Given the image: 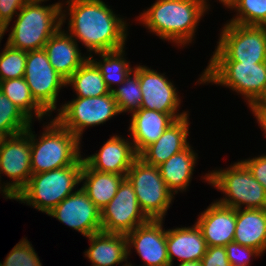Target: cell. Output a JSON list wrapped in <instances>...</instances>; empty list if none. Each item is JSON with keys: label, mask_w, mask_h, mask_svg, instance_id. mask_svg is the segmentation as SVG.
Returning a JSON list of instances; mask_svg holds the SVG:
<instances>
[{"label": "cell", "mask_w": 266, "mask_h": 266, "mask_svg": "<svg viewBox=\"0 0 266 266\" xmlns=\"http://www.w3.org/2000/svg\"><path fill=\"white\" fill-rule=\"evenodd\" d=\"M62 10V26L69 16L68 30L91 53L125 48L127 24L102 0H67ZM68 12V16L65 13Z\"/></svg>", "instance_id": "1"}, {"label": "cell", "mask_w": 266, "mask_h": 266, "mask_svg": "<svg viewBox=\"0 0 266 266\" xmlns=\"http://www.w3.org/2000/svg\"><path fill=\"white\" fill-rule=\"evenodd\" d=\"M209 7L206 0H156L138 20L160 39L186 46Z\"/></svg>", "instance_id": "2"}, {"label": "cell", "mask_w": 266, "mask_h": 266, "mask_svg": "<svg viewBox=\"0 0 266 266\" xmlns=\"http://www.w3.org/2000/svg\"><path fill=\"white\" fill-rule=\"evenodd\" d=\"M42 2L45 1L30 0L22 7L7 44L24 51L43 49L49 38L62 27L63 3L44 6Z\"/></svg>", "instance_id": "3"}, {"label": "cell", "mask_w": 266, "mask_h": 266, "mask_svg": "<svg viewBox=\"0 0 266 266\" xmlns=\"http://www.w3.org/2000/svg\"><path fill=\"white\" fill-rule=\"evenodd\" d=\"M30 125V148L32 174L74 165L82 156L80 141L55 119L44 126L37 139Z\"/></svg>", "instance_id": "4"}, {"label": "cell", "mask_w": 266, "mask_h": 266, "mask_svg": "<svg viewBox=\"0 0 266 266\" xmlns=\"http://www.w3.org/2000/svg\"><path fill=\"white\" fill-rule=\"evenodd\" d=\"M83 162L81 157L74 165L32 174L14 199L48 214L81 183Z\"/></svg>", "instance_id": "5"}, {"label": "cell", "mask_w": 266, "mask_h": 266, "mask_svg": "<svg viewBox=\"0 0 266 266\" xmlns=\"http://www.w3.org/2000/svg\"><path fill=\"white\" fill-rule=\"evenodd\" d=\"M203 179L225 194L216 200L221 205L234 209H266V191L242 161L224 170H213Z\"/></svg>", "instance_id": "6"}, {"label": "cell", "mask_w": 266, "mask_h": 266, "mask_svg": "<svg viewBox=\"0 0 266 266\" xmlns=\"http://www.w3.org/2000/svg\"><path fill=\"white\" fill-rule=\"evenodd\" d=\"M198 83H214L242 94L248 106L266 99V62H209Z\"/></svg>", "instance_id": "7"}, {"label": "cell", "mask_w": 266, "mask_h": 266, "mask_svg": "<svg viewBox=\"0 0 266 266\" xmlns=\"http://www.w3.org/2000/svg\"><path fill=\"white\" fill-rule=\"evenodd\" d=\"M224 25L209 62H266V26Z\"/></svg>", "instance_id": "8"}, {"label": "cell", "mask_w": 266, "mask_h": 266, "mask_svg": "<svg viewBox=\"0 0 266 266\" xmlns=\"http://www.w3.org/2000/svg\"><path fill=\"white\" fill-rule=\"evenodd\" d=\"M133 185L141 210L152 220H164L167 210L174 199L160 175L158 166L145 163L137 158L126 174Z\"/></svg>", "instance_id": "9"}, {"label": "cell", "mask_w": 266, "mask_h": 266, "mask_svg": "<svg viewBox=\"0 0 266 266\" xmlns=\"http://www.w3.org/2000/svg\"><path fill=\"white\" fill-rule=\"evenodd\" d=\"M61 106L54 119L79 140L85 128L103 124L120 114L112 92L98 97H77Z\"/></svg>", "instance_id": "10"}, {"label": "cell", "mask_w": 266, "mask_h": 266, "mask_svg": "<svg viewBox=\"0 0 266 266\" xmlns=\"http://www.w3.org/2000/svg\"><path fill=\"white\" fill-rule=\"evenodd\" d=\"M24 79L32 97L48 114L56 110L58 93L67 85L50 64L44 49L27 51Z\"/></svg>", "instance_id": "11"}, {"label": "cell", "mask_w": 266, "mask_h": 266, "mask_svg": "<svg viewBox=\"0 0 266 266\" xmlns=\"http://www.w3.org/2000/svg\"><path fill=\"white\" fill-rule=\"evenodd\" d=\"M149 220L139 206L133 185L125 177L116 195L101 210V231L126 235Z\"/></svg>", "instance_id": "12"}, {"label": "cell", "mask_w": 266, "mask_h": 266, "mask_svg": "<svg viewBox=\"0 0 266 266\" xmlns=\"http://www.w3.org/2000/svg\"><path fill=\"white\" fill-rule=\"evenodd\" d=\"M3 173L13 180L10 183H4V187L15 198L32 175L30 126L23 133L2 138L0 142V177Z\"/></svg>", "instance_id": "13"}, {"label": "cell", "mask_w": 266, "mask_h": 266, "mask_svg": "<svg viewBox=\"0 0 266 266\" xmlns=\"http://www.w3.org/2000/svg\"><path fill=\"white\" fill-rule=\"evenodd\" d=\"M142 92L141 108L172 115L176 120L185 117L188 111L178 113L181 99L174 84L165 74L143 65L135 66Z\"/></svg>", "instance_id": "14"}, {"label": "cell", "mask_w": 266, "mask_h": 266, "mask_svg": "<svg viewBox=\"0 0 266 266\" xmlns=\"http://www.w3.org/2000/svg\"><path fill=\"white\" fill-rule=\"evenodd\" d=\"M88 237L101 232V210L80 188L63 199L48 214Z\"/></svg>", "instance_id": "15"}, {"label": "cell", "mask_w": 266, "mask_h": 266, "mask_svg": "<svg viewBox=\"0 0 266 266\" xmlns=\"http://www.w3.org/2000/svg\"><path fill=\"white\" fill-rule=\"evenodd\" d=\"M126 241L127 256L133 246L145 262L143 266H170L163 220L150 219L147 223L137 226L126 234Z\"/></svg>", "instance_id": "16"}, {"label": "cell", "mask_w": 266, "mask_h": 266, "mask_svg": "<svg viewBox=\"0 0 266 266\" xmlns=\"http://www.w3.org/2000/svg\"><path fill=\"white\" fill-rule=\"evenodd\" d=\"M128 140L114 135L103 144L98 153L83 159L96 171L126 175L139 157L133 143Z\"/></svg>", "instance_id": "17"}, {"label": "cell", "mask_w": 266, "mask_h": 266, "mask_svg": "<svg viewBox=\"0 0 266 266\" xmlns=\"http://www.w3.org/2000/svg\"><path fill=\"white\" fill-rule=\"evenodd\" d=\"M195 223L200 228L208 247L226 246L234 240L236 209L214 201Z\"/></svg>", "instance_id": "18"}, {"label": "cell", "mask_w": 266, "mask_h": 266, "mask_svg": "<svg viewBox=\"0 0 266 266\" xmlns=\"http://www.w3.org/2000/svg\"><path fill=\"white\" fill-rule=\"evenodd\" d=\"M189 116L176 120L171 124L157 141L147 146L140 154L145 163L159 166L172 155L177 154L189 146Z\"/></svg>", "instance_id": "19"}, {"label": "cell", "mask_w": 266, "mask_h": 266, "mask_svg": "<svg viewBox=\"0 0 266 266\" xmlns=\"http://www.w3.org/2000/svg\"><path fill=\"white\" fill-rule=\"evenodd\" d=\"M61 29L49 38L43 49L50 64L67 81L89 57L82 56L76 40Z\"/></svg>", "instance_id": "20"}, {"label": "cell", "mask_w": 266, "mask_h": 266, "mask_svg": "<svg viewBox=\"0 0 266 266\" xmlns=\"http://www.w3.org/2000/svg\"><path fill=\"white\" fill-rule=\"evenodd\" d=\"M175 121L172 115L156 110L140 108L132 113L128 130L131 132L129 135L133 138L131 142L136 153L139 155L147 146L157 141Z\"/></svg>", "instance_id": "21"}, {"label": "cell", "mask_w": 266, "mask_h": 266, "mask_svg": "<svg viewBox=\"0 0 266 266\" xmlns=\"http://www.w3.org/2000/svg\"><path fill=\"white\" fill-rule=\"evenodd\" d=\"M166 245L170 265L174 257L181 262L201 261L208 247L196 223L192 227L166 230Z\"/></svg>", "instance_id": "22"}, {"label": "cell", "mask_w": 266, "mask_h": 266, "mask_svg": "<svg viewBox=\"0 0 266 266\" xmlns=\"http://www.w3.org/2000/svg\"><path fill=\"white\" fill-rule=\"evenodd\" d=\"M90 247L84 252L91 266H115L127 262L126 235L98 232L87 237ZM123 266H128L125 263Z\"/></svg>", "instance_id": "23"}, {"label": "cell", "mask_w": 266, "mask_h": 266, "mask_svg": "<svg viewBox=\"0 0 266 266\" xmlns=\"http://www.w3.org/2000/svg\"><path fill=\"white\" fill-rule=\"evenodd\" d=\"M233 242L266 251V209H236Z\"/></svg>", "instance_id": "24"}, {"label": "cell", "mask_w": 266, "mask_h": 266, "mask_svg": "<svg viewBox=\"0 0 266 266\" xmlns=\"http://www.w3.org/2000/svg\"><path fill=\"white\" fill-rule=\"evenodd\" d=\"M126 175L99 172L85 161L81 171V185L89 199L100 209L104 208L116 195L117 189Z\"/></svg>", "instance_id": "25"}, {"label": "cell", "mask_w": 266, "mask_h": 266, "mask_svg": "<svg viewBox=\"0 0 266 266\" xmlns=\"http://www.w3.org/2000/svg\"><path fill=\"white\" fill-rule=\"evenodd\" d=\"M197 156L198 154L189 145L158 166L162 179L174 195L178 194V191L182 192L188 188Z\"/></svg>", "instance_id": "26"}, {"label": "cell", "mask_w": 266, "mask_h": 266, "mask_svg": "<svg viewBox=\"0 0 266 266\" xmlns=\"http://www.w3.org/2000/svg\"><path fill=\"white\" fill-rule=\"evenodd\" d=\"M77 93V97H98L111 91L96 64L88 58L66 81Z\"/></svg>", "instance_id": "27"}, {"label": "cell", "mask_w": 266, "mask_h": 266, "mask_svg": "<svg viewBox=\"0 0 266 266\" xmlns=\"http://www.w3.org/2000/svg\"><path fill=\"white\" fill-rule=\"evenodd\" d=\"M0 90L10 99L31 121L33 115L38 120L48 114L32 97L24 77L0 81ZM34 110V111H33Z\"/></svg>", "instance_id": "28"}, {"label": "cell", "mask_w": 266, "mask_h": 266, "mask_svg": "<svg viewBox=\"0 0 266 266\" xmlns=\"http://www.w3.org/2000/svg\"><path fill=\"white\" fill-rule=\"evenodd\" d=\"M124 52L125 49L122 48L115 51L97 53L102 57V61L98 60L99 62L92 57L93 55H89V58L99 68L101 75L103 76V79L111 92L114 90V84H117L116 86L122 84L129 74L134 70V68H131L130 66V61H127L123 57L125 56Z\"/></svg>", "instance_id": "29"}, {"label": "cell", "mask_w": 266, "mask_h": 266, "mask_svg": "<svg viewBox=\"0 0 266 266\" xmlns=\"http://www.w3.org/2000/svg\"><path fill=\"white\" fill-rule=\"evenodd\" d=\"M32 121L0 90V135L10 137L25 132Z\"/></svg>", "instance_id": "30"}, {"label": "cell", "mask_w": 266, "mask_h": 266, "mask_svg": "<svg viewBox=\"0 0 266 266\" xmlns=\"http://www.w3.org/2000/svg\"><path fill=\"white\" fill-rule=\"evenodd\" d=\"M133 73V74H132ZM119 113H134L141 108L142 92L139 76L133 70L122 84L112 91Z\"/></svg>", "instance_id": "31"}, {"label": "cell", "mask_w": 266, "mask_h": 266, "mask_svg": "<svg viewBox=\"0 0 266 266\" xmlns=\"http://www.w3.org/2000/svg\"><path fill=\"white\" fill-rule=\"evenodd\" d=\"M227 8L237 12L231 23L266 26V0H234Z\"/></svg>", "instance_id": "32"}, {"label": "cell", "mask_w": 266, "mask_h": 266, "mask_svg": "<svg viewBox=\"0 0 266 266\" xmlns=\"http://www.w3.org/2000/svg\"><path fill=\"white\" fill-rule=\"evenodd\" d=\"M27 51L6 43L0 53V81L24 77Z\"/></svg>", "instance_id": "33"}, {"label": "cell", "mask_w": 266, "mask_h": 266, "mask_svg": "<svg viewBox=\"0 0 266 266\" xmlns=\"http://www.w3.org/2000/svg\"><path fill=\"white\" fill-rule=\"evenodd\" d=\"M0 266H42L32 244L23 238L5 257Z\"/></svg>", "instance_id": "34"}, {"label": "cell", "mask_w": 266, "mask_h": 266, "mask_svg": "<svg viewBox=\"0 0 266 266\" xmlns=\"http://www.w3.org/2000/svg\"><path fill=\"white\" fill-rule=\"evenodd\" d=\"M225 248L231 266H249L251 260L250 257L262 255L255 248L244 246L235 242L228 243Z\"/></svg>", "instance_id": "35"}, {"label": "cell", "mask_w": 266, "mask_h": 266, "mask_svg": "<svg viewBox=\"0 0 266 266\" xmlns=\"http://www.w3.org/2000/svg\"><path fill=\"white\" fill-rule=\"evenodd\" d=\"M30 0H0V30L2 33L8 31V26L15 14ZM18 11V12H17Z\"/></svg>", "instance_id": "36"}, {"label": "cell", "mask_w": 266, "mask_h": 266, "mask_svg": "<svg viewBox=\"0 0 266 266\" xmlns=\"http://www.w3.org/2000/svg\"><path fill=\"white\" fill-rule=\"evenodd\" d=\"M200 262L202 266H231L225 246L207 247V251Z\"/></svg>", "instance_id": "37"}, {"label": "cell", "mask_w": 266, "mask_h": 266, "mask_svg": "<svg viewBox=\"0 0 266 266\" xmlns=\"http://www.w3.org/2000/svg\"><path fill=\"white\" fill-rule=\"evenodd\" d=\"M266 191V155L241 160Z\"/></svg>", "instance_id": "38"}, {"label": "cell", "mask_w": 266, "mask_h": 266, "mask_svg": "<svg viewBox=\"0 0 266 266\" xmlns=\"http://www.w3.org/2000/svg\"><path fill=\"white\" fill-rule=\"evenodd\" d=\"M252 113L254 114L255 118H257V123L264 131V135L266 136V99L254 102L253 104L249 105Z\"/></svg>", "instance_id": "39"}, {"label": "cell", "mask_w": 266, "mask_h": 266, "mask_svg": "<svg viewBox=\"0 0 266 266\" xmlns=\"http://www.w3.org/2000/svg\"><path fill=\"white\" fill-rule=\"evenodd\" d=\"M178 266H202V265L200 261H188V262H181Z\"/></svg>", "instance_id": "40"}, {"label": "cell", "mask_w": 266, "mask_h": 266, "mask_svg": "<svg viewBox=\"0 0 266 266\" xmlns=\"http://www.w3.org/2000/svg\"><path fill=\"white\" fill-rule=\"evenodd\" d=\"M0 184H2V183L0 182ZM0 189H1L0 191L3 192L5 199H13L14 200V197L6 190V188L4 187V184L0 185Z\"/></svg>", "instance_id": "41"}, {"label": "cell", "mask_w": 266, "mask_h": 266, "mask_svg": "<svg viewBox=\"0 0 266 266\" xmlns=\"http://www.w3.org/2000/svg\"><path fill=\"white\" fill-rule=\"evenodd\" d=\"M219 2H221L223 6L227 8V0H219Z\"/></svg>", "instance_id": "42"}, {"label": "cell", "mask_w": 266, "mask_h": 266, "mask_svg": "<svg viewBox=\"0 0 266 266\" xmlns=\"http://www.w3.org/2000/svg\"><path fill=\"white\" fill-rule=\"evenodd\" d=\"M3 36H4V34L2 33V30H0V42H1L2 38H3Z\"/></svg>", "instance_id": "43"}, {"label": "cell", "mask_w": 266, "mask_h": 266, "mask_svg": "<svg viewBox=\"0 0 266 266\" xmlns=\"http://www.w3.org/2000/svg\"><path fill=\"white\" fill-rule=\"evenodd\" d=\"M234 0H227V7L233 2Z\"/></svg>", "instance_id": "44"}]
</instances>
